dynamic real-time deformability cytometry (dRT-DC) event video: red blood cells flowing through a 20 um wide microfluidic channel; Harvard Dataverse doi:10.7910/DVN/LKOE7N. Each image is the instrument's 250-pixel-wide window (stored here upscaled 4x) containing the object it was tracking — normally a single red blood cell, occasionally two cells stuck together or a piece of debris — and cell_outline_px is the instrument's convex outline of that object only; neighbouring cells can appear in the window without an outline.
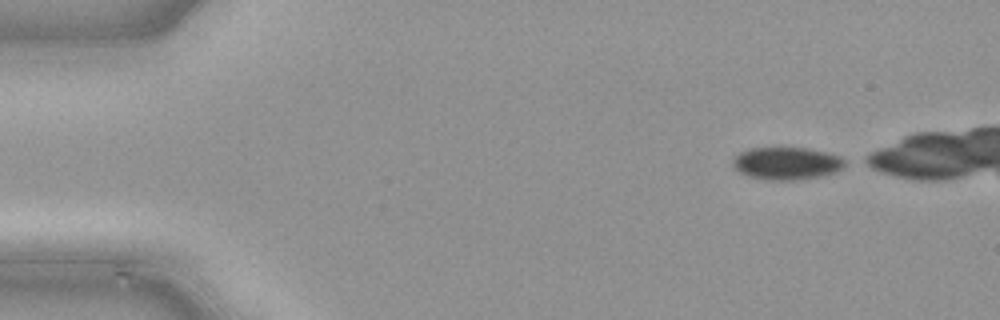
{"species": "common noctule bat (a hibernating species)", "species_latin": "Nyctalus noctula", "temperature_condition": "cold", "stored_images_in_passage": 38, "camera_frame_rate_fps": 3000, "um_per_image_px": 0.085, "animal": {"sex": "male", "body_mass_g": 21.5, "forearm_length_mm": 52.0}, "frame": {"image": 1, "passage_image": 1, "time_ms": 0.0, "image_size_px": [1000, 320], "cell_outline_px": [[848, 160], [836, 172], [820, 176], [796, 180], [764, 180], [748, 176], [740, 172], [732, 164], [732, 160], [740, 152], [748, 148], [808, 148], [828, 152], [840, 156]], "centroid_in_image_um": [66.87, 13.88], "position_along_channel_um": 18.1, "area_um2": 21.33}}
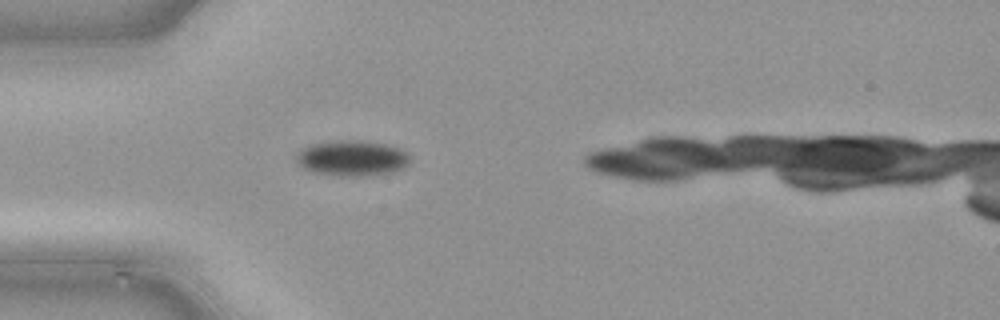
{"frame": {"image": 2, "passage_image": 10, "time_ms": 3.0, "image_size_px": [1000, 320], "cell_outline_px": [[408, 164], [404, 168], [392, 172], [364, 176], [336, 176], [312, 172], [300, 168], [296, 164], [296, 152], [300, 148], [312, 144], [340, 140], [352, 140], [384, 144], [400, 148], [408, 156]], "centroid_in_image_um": [29.84, 13.46], "position_along_channel_um": 55.2, "area_um2": 23.7}}
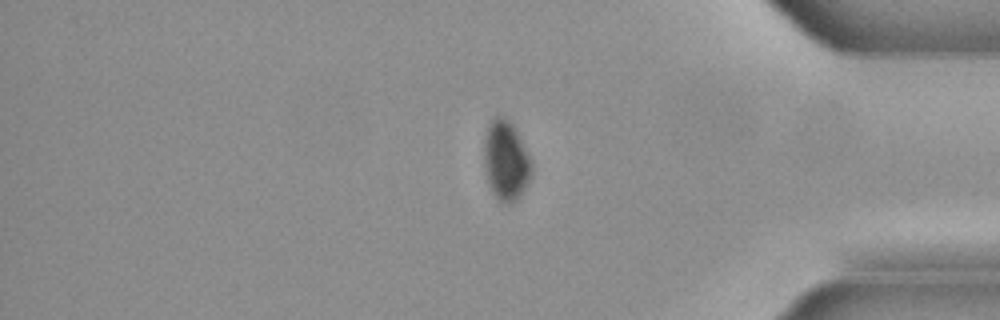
{"frame": {"image": 3, "passage_image": 36, "time_ms": 11.667, "image_size_px": [1000, 320], "cell_outline_px": [[532, 176], [516, 200], [508, 204], [504, 204], [492, 192], [488, 184], [484, 168], [484, 140], [488, 124], [492, 116], [504, 116], [512, 124], [532, 160]], "centroid_in_image_um": [42.99, 13.64], "position_along_channel_um": 392.2, "area_um2": 22.2}}